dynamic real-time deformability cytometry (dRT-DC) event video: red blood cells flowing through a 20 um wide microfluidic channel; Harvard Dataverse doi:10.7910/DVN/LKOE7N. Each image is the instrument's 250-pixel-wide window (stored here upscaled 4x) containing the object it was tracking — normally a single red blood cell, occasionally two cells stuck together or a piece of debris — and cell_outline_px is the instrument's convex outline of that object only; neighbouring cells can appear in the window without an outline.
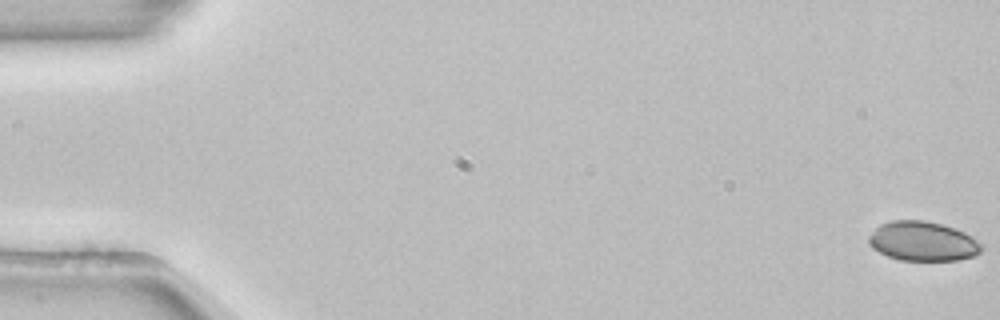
{"species": "common noctule bat (a hibernating species)", "species_latin": "Nyctalus noctula", "temperature_condition": "room temperature", "stored_images_in_passage": 54, "camera_frame_rate_fps": 3000, "um_per_image_px": 0.085, "animal": {"sex": "female", "body_mass_g": 22.7, "forearm_length_mm": 54.2}, "frame": {"image": 1, "passage_image": 1, "time_ms": 0.0, "image_size_px": [1000, 320], "cell_outline_px": [[984, 248], [980, 252], [972, 256], [956, 260], [900, 260], [888, 256], [872, 248], [868, 244], [868, 236], [880, 224], [892, 220], [924, 220], [940, 224], [964, 232], [972, 236], [984, 244]], "centroid_in_image_um": [78.44, 20.5], "position_along_channel_um": 6.6, "area_um2": 25.95}}
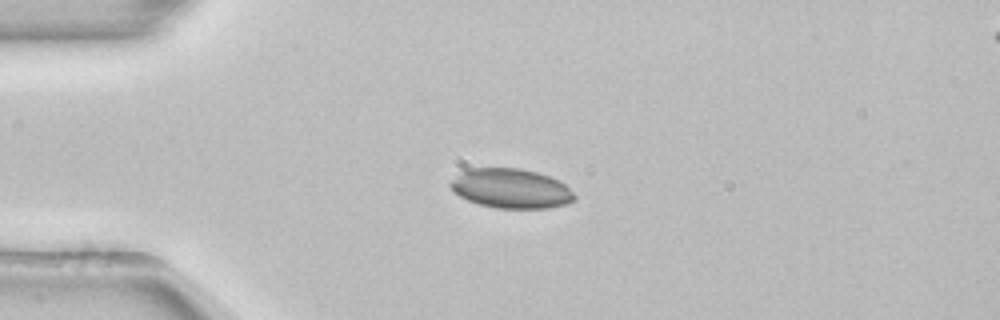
{"frame": {"image": 2, "passage_image": 14, "time_ms": 4.333, "image_size_px": [1000, 320], "cell_outline_px": [[576, 200], [568, 204], [552, 208], [496, 208], [480, 204], [468, 200], [460, 196], [448, 184], [460, 172], [468, 168], [520, 168], [536, 172], [560, 180], [576, 196]], "centroid_in_image_um": [43.46, 16.02], "position_along_channel_um": 41.5, "area_um2": 28.61}}
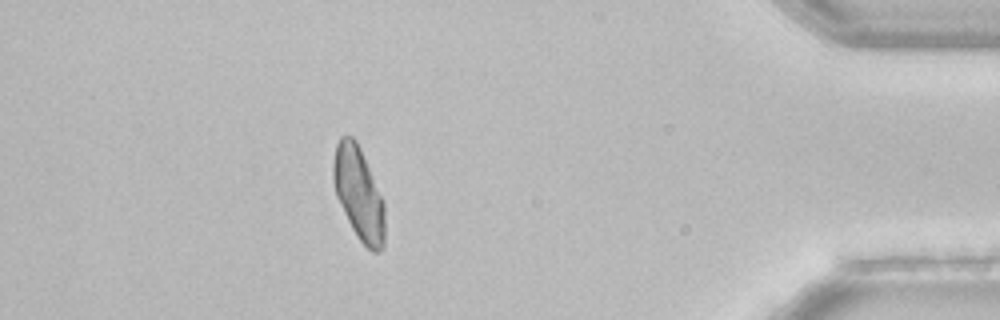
{"frame": {"image": 3, "passage_image": 48, "time_ms": 15.667, "image_size_px": [1000, 320], "cell_outline_px": [[384, 248], [380, 252], [372, 252], [356, 236], [336, 196], [332, 180], [332, 160], [336, 144], [340, 136], [352, 136], [356, 140], [360, 148], [384, 200]], "centroid_in_image_um": [30.48, 16.44], "position_along_channel_um": 404.7, "area_um2": 28.09}, "authors_computed_cell_mechanics": {"area_um2": 28.0908, "velocity_mm_per_s": 3.8658, "shape_relaxation_time_tau1_ms": null, "shape_relaxation_time_tau2_ms": 3.2333, "deformation_change_tau1": null, "deformation_change_tau2": 0.0372}}